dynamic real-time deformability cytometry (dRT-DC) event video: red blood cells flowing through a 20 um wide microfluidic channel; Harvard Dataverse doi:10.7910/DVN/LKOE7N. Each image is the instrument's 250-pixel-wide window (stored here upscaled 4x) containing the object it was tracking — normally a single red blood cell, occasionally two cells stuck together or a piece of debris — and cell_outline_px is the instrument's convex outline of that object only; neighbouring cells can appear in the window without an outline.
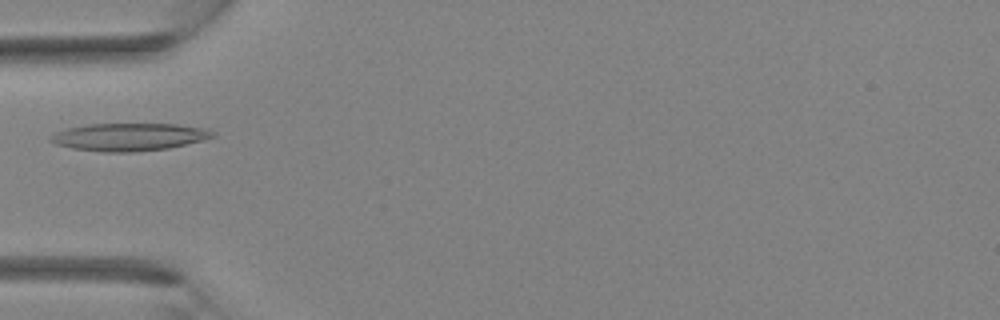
{"species": "Egyptian fruit bat (a non-hibernating species)", "species_latin": "Rousettus aegyptiacus", "temperature_condition": "room temperature", "stored_images_in_passage": 4, "camera_frame_rate_fps": 3000, "um_per_image_px": 0.085, "animal": {"sex": "female"}, "frame": {"image": 1, "passage_image": 4, "time_ms": 3.333, "image_size_px": [1000, 320], "cell_outline_px": [[216, 136], [168, 148], [136, 152], [104, 152], [72, 148], [56, 144], [48, 140], [56, 132], [68, 128], [88, 124], [176, 124], [208, 128], [216, 132]], "centroid_in_image_um": [11.0, 11.63], "position_along_channel_um": 74.0, "area_um2": 26.01}}